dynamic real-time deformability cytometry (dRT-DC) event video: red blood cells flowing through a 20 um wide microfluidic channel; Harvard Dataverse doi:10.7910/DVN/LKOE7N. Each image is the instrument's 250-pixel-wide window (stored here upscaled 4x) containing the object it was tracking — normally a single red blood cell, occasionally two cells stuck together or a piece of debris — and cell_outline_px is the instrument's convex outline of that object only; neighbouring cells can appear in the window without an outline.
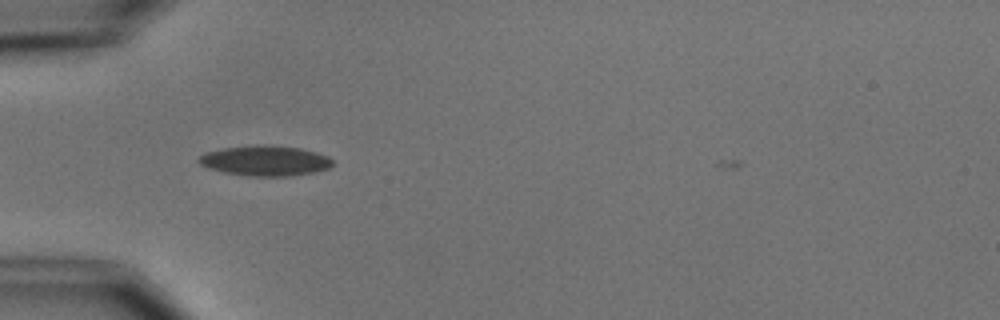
{"species": "common noctule bat (a hibernating species)", "species_latin": "Nyctalus noctula", "temperature_condition": "cold", "stored_images_in_passage": 9, "camera_frame_rate_fps": 3000, "um_per_image_px": 0.085, "animal": {"sex": "male", "body_mass_g": 15.6}, "frame": {"image": 1, "passage_image": 6, "time_ms": 6.667, "image_size_px": [1000, 320], "cell_outline_px": [[332, 164], [328, 168], [312, 172], [288, 176], [252, 176], [224, 172], [208, 168], [200, 164], [196, 160], [204, 152], [224, 148], [256, 144], [260, 144], [300, 148], [316, 152], [328, 156], [332, 160]], "centroid_in_image_um": [22.5, 13.65], "position_along_channel_um": 62.5, "area_um2": 23.47}}
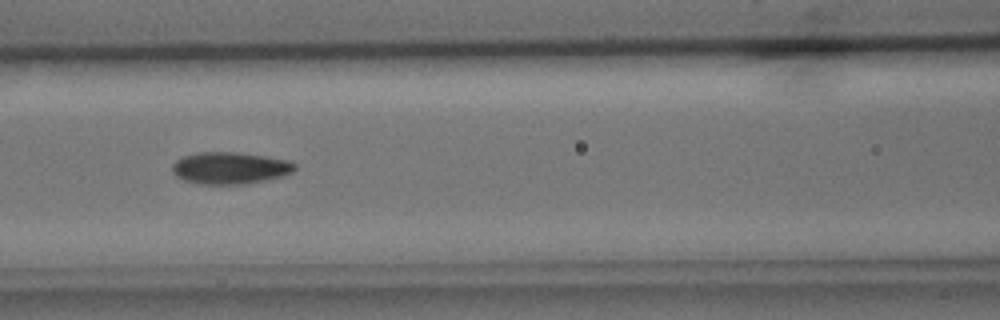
{"frame": {"image": 2, "passage_image": 8, "time_ms": 9.0, "image_size_px": [1000, 320], "cell_outline_px": [[296, 168], [292, 172], [280, 176], [248, 184], [200, 184], [184, 180], [176, 176], [172, 172], [172, 164], [176, 160], [184, 156], [200, 152], [236, 152], [292, 160], [296, 164]], "centroid_in_image_um": [19.55, 14.28], "position_along_channel_um": 147.0, "area_um2": 22.83}}
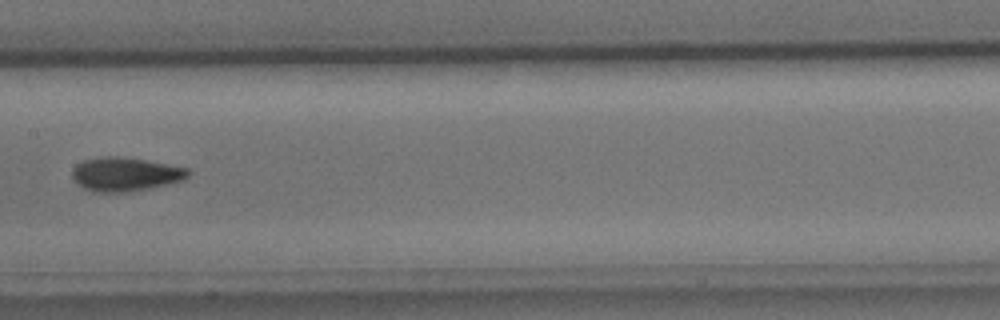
{"frame": {"image": 3, "passage_image": 9, "time_ms": 10.333, "image_size_px": [1000, 320], "cell_outline_px": [[192, 172], [188, 176], [180, 180], [148, 188], [124, 192], [96, 192], [84, 188], [72, 176], [72, 168], [76, 164], [84, 160], [108, 156], [116, 156], [144, 160], [188, 168]], "centroid_in_image_um": [10.63, 14.8], "position_along_channel_um": 196.8, "area_um2": 22.31}}